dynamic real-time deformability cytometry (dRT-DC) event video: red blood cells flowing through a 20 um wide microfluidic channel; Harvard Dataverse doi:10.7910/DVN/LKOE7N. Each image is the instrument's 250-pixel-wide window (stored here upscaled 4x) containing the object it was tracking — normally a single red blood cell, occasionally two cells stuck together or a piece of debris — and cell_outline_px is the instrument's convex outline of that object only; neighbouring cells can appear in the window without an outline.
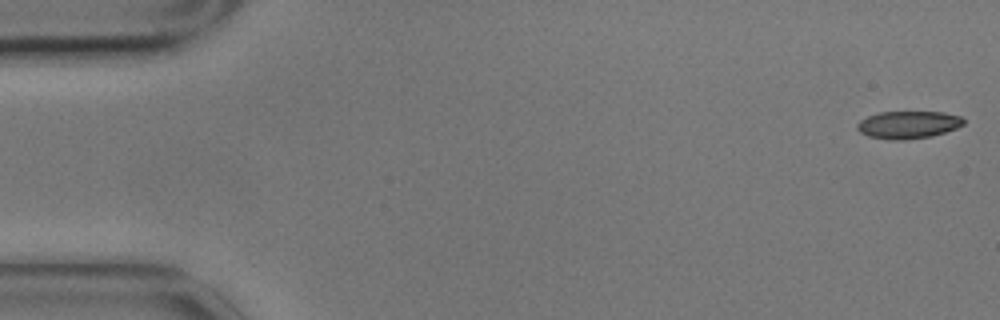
{"species": "common noctule bat (a hibernating species)", "species_latin": "Nyctalus noctula", "temperature_condition": "cold", "stored_images_in_passage": 5, "camera_frame_rate_fps": 3000, "um_per_image_px": 0.085, "animal": {"sex": "male", "body_mass_g": 17.9}, "frame": {"image": 1, "passage_image": 1, "time_ms": 0.0, "image_size_px": [1000, 320], "cell_outline_px": [[964, 124], [956, 128], [932, 136], [904, 140], [888, 140], [868, 136], [860, 132], [856, 128], [856, 124], [860, 120], [868, 116], [880, 112], [944, 112], [960, 116], [964, 120]], "centroid_in_image_um": [77.17, 10.61], "position_along_channel_um": 7.8, "area_um2": 17.11}}
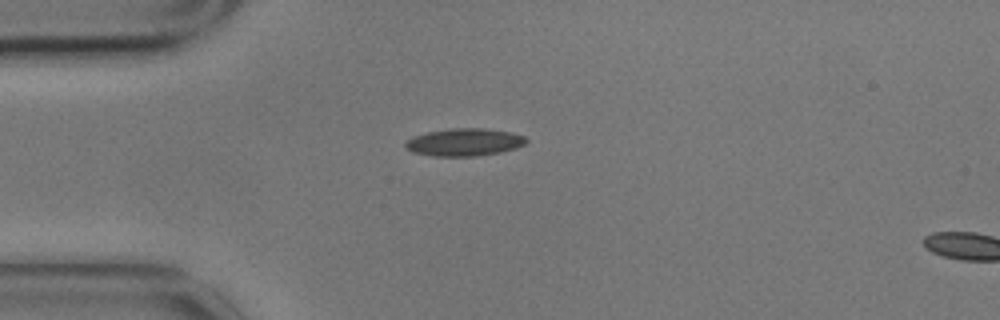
{"frame": {"image": 2, "passage_image": 4, "time_ms": 1.0, "image_size_px": [1000, 320], "cell_outline_px": [[528, 140], [524, 144], [516, 148], [500, 152], [476, 156], [432, 156], [412, 152], [404, 148], [404, 144], [412, 136], [428, 132], [452, 128], [484, 128], [512, 132], [524, 136]], "centroid_in_image_um": [39.45, 12.08], "position_along_channel_um": 45.5, "area_um2": 19.48}}